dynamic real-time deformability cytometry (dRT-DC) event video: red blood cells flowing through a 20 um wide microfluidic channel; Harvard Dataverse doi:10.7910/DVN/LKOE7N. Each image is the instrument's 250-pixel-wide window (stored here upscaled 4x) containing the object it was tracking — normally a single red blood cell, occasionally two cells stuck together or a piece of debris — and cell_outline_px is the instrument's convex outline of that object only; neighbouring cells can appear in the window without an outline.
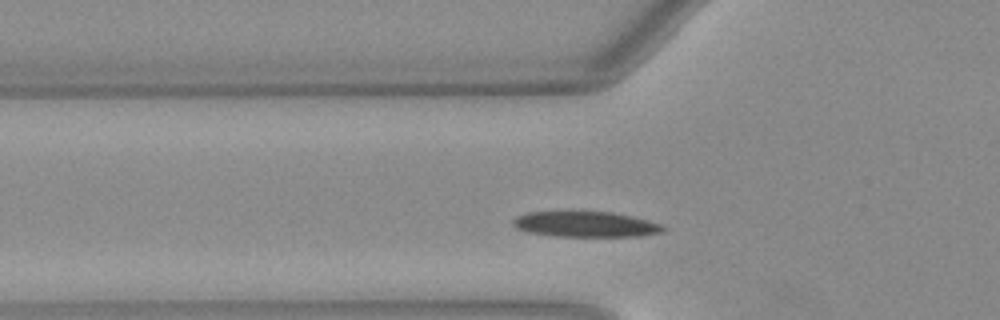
{"species": "Egyptian fruit bat (a non-hibernating species)", "species_latin": "Rousettus aegyptiacus", "temperature_condition": "warm", "stored_images_in_passage": 30, "camera_frame_rate_fps": 3000, "um_per_image_px": 0.085, "animal": {"sex": "female"}, "frame": {"image": 1, "passage_image": 5, "time_ms": 1.333, "image_size_px": [1000, 320], "cell_outline_px": [[668, 228], [664, 232], [640, 236], [552, 236], [528, 232], [516, 228], [512, 224], [512, 220], [516, 216], [528, 212], [612, 212], [632, 216], [648, 220], [660, 224]], "centroid_in_image_um": [49.79, 19.07], "position_along_channel_um": 76.0, "area_um2": 22.37}}
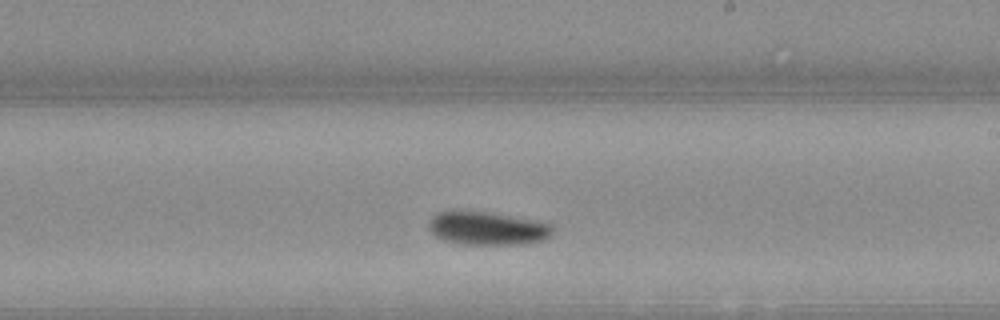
{"frame": {"image": 2, "passage_image": 18, "time_ms": 5.667, "image_size_px": [1000, 320], "cell_outline_px": [[552, 232], [544, 240], [528, 244], [464, 244], [444, 240], [436, 236], [428, 228], [428, 220], [432, 216], [440, 212], [488, 212], [548, 224], [552, 228]], "centroid_in_image_um": [41.38, 19.43], "position_along_channel_um": 247.6, "area_um2": 23.35}}
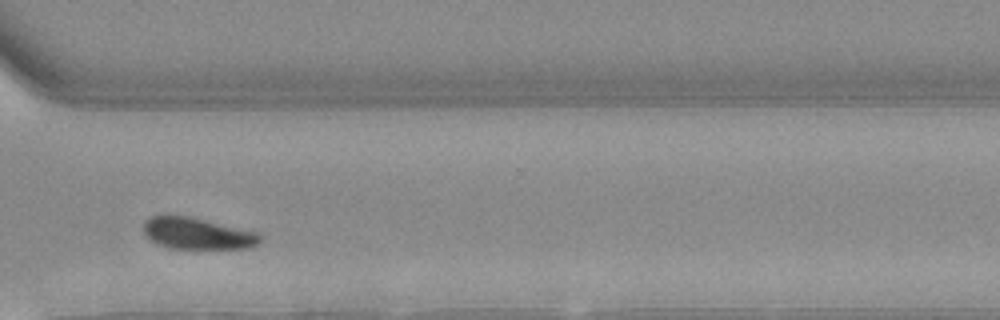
{"frame": {"image": 3, "passage_image": 26, "time_ms": 8.333, "image_size_px": [1000, 320], "cell_outline_px": [[260, 240], [256, 244], [248, 248], [172, 248], [160, 244], [144, 236], [144, 220], [152, 216], [188, 216], [260, 232]], "centroid_in_image_um": [16.78, 19.84], "position_along_channel_um": 353.8, "area_um2": 21.15}, "authors_computed_cell_mechanics": {"area_um2": 22.9466, "velocity_mm_per_s": 3.9757, "shape_relaxation_time_tau1_ms": 4.1228, "shape_relaxation_time_tau2_ms": null, "deformation_change_tau1": 0.1654, "deformation_change_tau2": null}}